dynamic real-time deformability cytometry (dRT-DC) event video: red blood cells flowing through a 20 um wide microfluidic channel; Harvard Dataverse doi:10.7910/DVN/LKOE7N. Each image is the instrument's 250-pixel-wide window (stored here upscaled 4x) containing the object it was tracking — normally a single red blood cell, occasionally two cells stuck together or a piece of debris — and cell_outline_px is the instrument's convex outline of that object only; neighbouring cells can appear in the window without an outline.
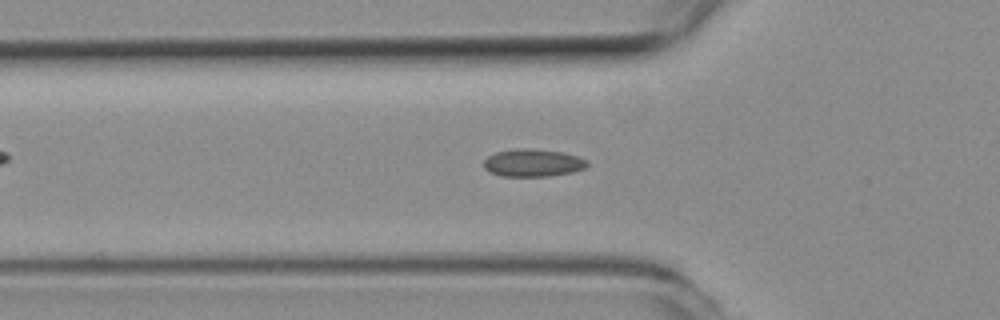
{"species": "common noctule bat (a hibernating species)", "species_latin": "Nyctalus noctula", "temperature_condition": "room temperature", "stored_images_in_passage": 41, "camera_frame_rate_fps": 3000, "um_per_image_px": 0.085, "animal": {"sex": "female", "body_mass_g": 19.3, "forearm_length_mm": 54.1}, "frame": {"image": 1, "passage_image": 10, "time_ms": 3.0, "image_size_px": [1000, 320], "cell_outline_px": [[588, 164], [584, 168], [572, 172], [548, 176], [504, 176], [488, 172], [484, 168], [484, 160], [488, 156], [496, 152], [520, 148], [532, 148], [564, 152], [588, 160]], "centroid_in_image_um": [45.29, 13.83], "position_along_channel_um": 80.5, "area_um2": 16.65}}
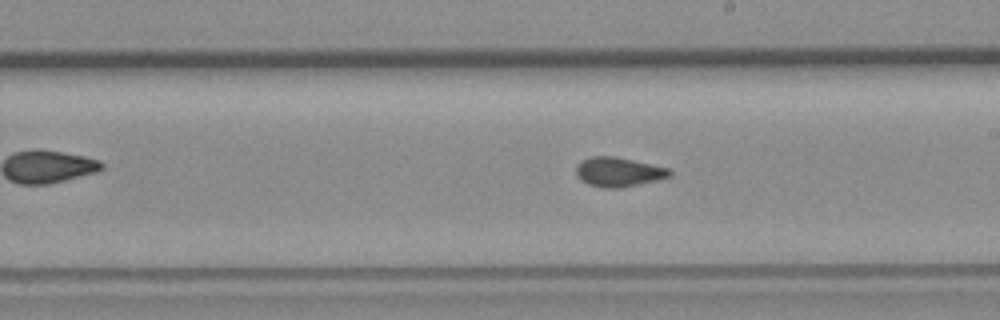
{"frame": {"image": 2, "passage_image": 22, "time_ms": 7.0, "image_size_px": [1000, 320], "cell_outline_px": [[672, 176], [656, 180], [620, 188], [604, 188], [588, 184], [580, 180], [576, 176], [576, 164], [580, 160], [592, 156], [612, 156], [632, 160], [668, 168], [672, 172]], "centroid_in_image_um": [52.52, 14.62], "position_along_channel_um": 236.5, "area_um2": 16.01}}
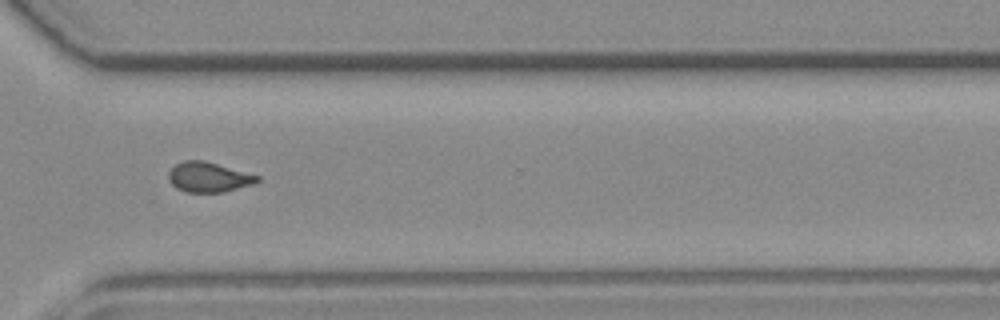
{"frame": {"image": 3, "passage_image": 31, "time_ms": 10.0, "image_size_px": [1000, 320], "cell_outline_px": [[260, 180], [256, 184], [224, 192], [184, 192], [176, 188], [168, 180], [168, 172], [176, 164], [184, 160], [204, 160], [260, 176]], "centroid_in_image_um": [17.74, 15.06], "position_along_channel_um": 352.9, "area_um2": 15.66}}